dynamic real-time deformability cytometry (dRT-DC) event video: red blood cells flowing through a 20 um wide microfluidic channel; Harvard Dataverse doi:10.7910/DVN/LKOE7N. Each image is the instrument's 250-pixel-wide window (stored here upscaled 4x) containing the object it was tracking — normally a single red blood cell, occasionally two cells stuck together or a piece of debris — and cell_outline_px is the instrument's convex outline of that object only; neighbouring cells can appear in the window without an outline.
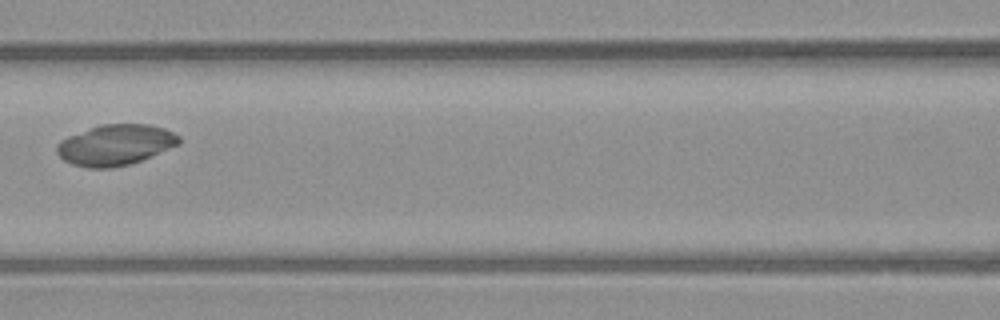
{"species": "common noctule bat (a hibernating species)", "species_latin": "Nyctalus noctula", "temperature_condition": "warm", "stored_images_in_passage": 3, "camera_frame_rate_fps": 3000, "um_per_image_px": 0.085, "animal": {"sex": "male", "body_mass_g": 23.1, "forearm_length_mm": 52.7}, "frame": {"image": 1, "passage_image": 3, "time_ms": 2.333, "image_size_px": [1000, 320], "cell_outline_px": [[180, 144], [132, 164], [112, 168], [88, 168], [72, 164], [64, 160], [56, 152], [56, 144], [60, 140], [68, 136], [100, 124], [148, 124], [164, 128], [180, 136]], "centroid_in_image_um": [9.8, 12.32], "position_along_channel_um": 156.8, "area_um2": 29.13}}